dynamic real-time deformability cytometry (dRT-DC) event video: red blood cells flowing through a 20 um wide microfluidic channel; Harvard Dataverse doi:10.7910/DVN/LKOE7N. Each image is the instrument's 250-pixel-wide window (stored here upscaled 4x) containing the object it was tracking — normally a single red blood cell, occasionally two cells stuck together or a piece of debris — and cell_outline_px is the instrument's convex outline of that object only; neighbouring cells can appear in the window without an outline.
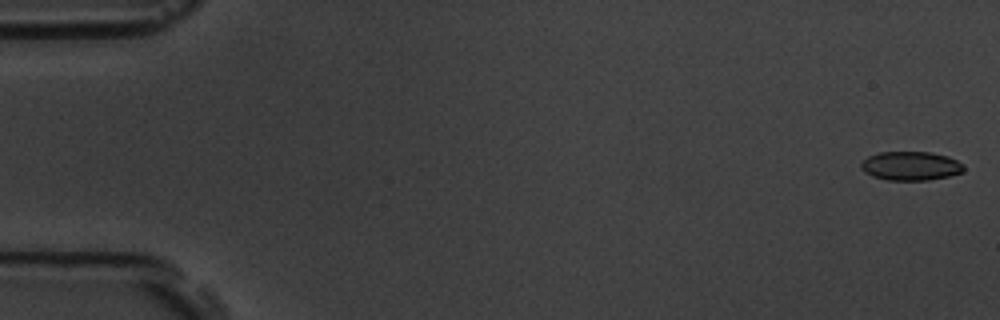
{"species": "common noctule bat (a hibernating species)", "species_latin": "Nyctalus noctula", "temperature_condition": "room temperature", "stored_images_in_passage": 54, "camera_frame_rate_fps": 3000, "um_per_image_px": 0.085, "animal": {"sex": "male", "body_mass_g": 19.5, "forearm_length_mm": 54.6}, "frame": {"image": 1, "passage_image": 1, "time_ms": 0.0, "image_size_px": [1000, 320], "cell_outline_px": [[964, 172], [948, 176], [928, 180], [888, 180], [872, 176], [864, 172], [860, 168], [860, 164], [868, 156], [880, 152], [932, 152], [948, 156], [956, 160], [964, 168]], "centroid_in_image_um": [77.39, 14.1], "position_along_channel_um": 7.6, "area_um2": 17.28}}
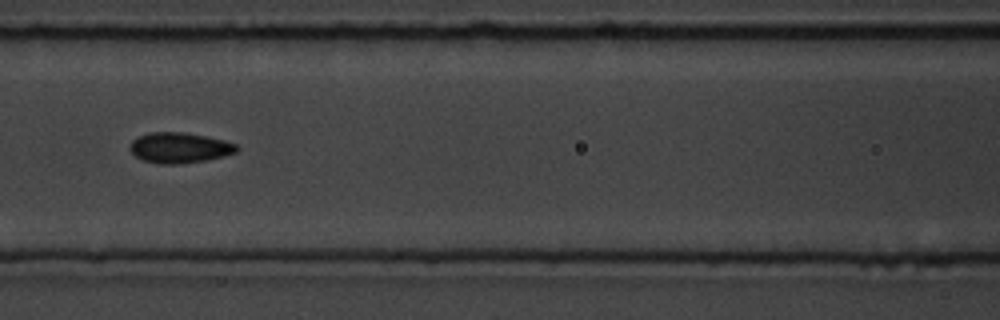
{"frame": {"image": 2, "passage_image": 24, "time_ms": 7.667, "image_size_px": [1000, 320], "cell_outline_px": [[240, 148], [236, 152], [224, 156], [208, 160], [180, 164], [160, 164], [144, 160], [136, 156], [128, 148], [132, 140], [148, 132], [184, 132], [224, 140], [236, 144]], "centroid_in_image_um": [15.27, 12.56], "position_along_channel_um": 151.3, "area_um2": 19.02}}
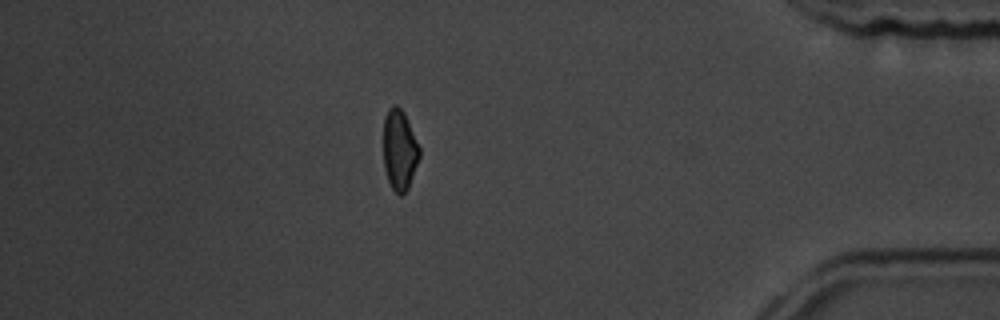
{"frame": {"image": 3, "passage_image": 47, "time_ms": 15.333, "image_size_px": [1000, 320], "cell_outline_px": [[420, 156], [408, 188], [400, 196], [392, 188], [388, 180], [384, 168], [384, 116], [388, 108], [392, 104], [396, 104], [404, 112], [420, 148]], "centroid_in_image_um": [33.95, 12.71], "position_along_channel_um": 401.2, "area_um2": 16.88}, "authors_computed_cell_mechanics": {"area_um2": 18.0914, "velocity_mm_per_s": 3.7889, "shape_relaxation_time_tau1_ms": 2.2173, "shape_relaxation_time_tau2_ms": 1.5819, "deformation_change_tau1": 0.1126, "deformation_change_tau2": 0.0786}}